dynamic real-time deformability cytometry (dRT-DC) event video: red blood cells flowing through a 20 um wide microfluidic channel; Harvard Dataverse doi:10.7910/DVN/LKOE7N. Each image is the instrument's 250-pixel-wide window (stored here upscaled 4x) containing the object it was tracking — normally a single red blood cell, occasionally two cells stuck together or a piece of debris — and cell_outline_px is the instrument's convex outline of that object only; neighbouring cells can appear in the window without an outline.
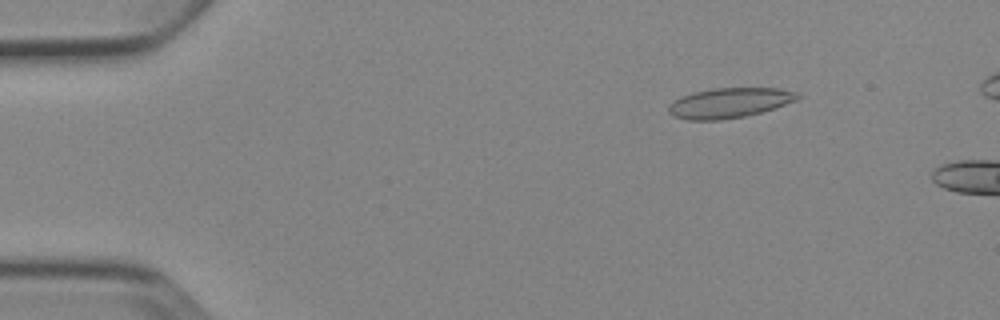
{"species": "Egyptian fruit bat (a non-hibernating species)", "species_latin": "Rousettus aegyptiacus", "temperature_condition": "cold", "stored_images_in_passage": 3, "camera_frame_rate_fps": 3000, "um_per_image_px": 0.085, "animal": {"sex": "female"}, "frame": {"image": 1, "passage_image": 2, "time_ms": 1.0, "image_size_px": [1000, 320], "cell_outline_px": [[800, 96], [796, 100], [760, 112], [744, 116], [720, 120], [688, 120], [672, 116], [668, 112], [668, 104], [672, 100], [680, 96], [692, 92], [712, 88], [780, 88], [796, 92]], "centroid_in_image_um": [61.9, 8.74], "position_along_channel_um": 23.1, "area_um2": 22.6}}